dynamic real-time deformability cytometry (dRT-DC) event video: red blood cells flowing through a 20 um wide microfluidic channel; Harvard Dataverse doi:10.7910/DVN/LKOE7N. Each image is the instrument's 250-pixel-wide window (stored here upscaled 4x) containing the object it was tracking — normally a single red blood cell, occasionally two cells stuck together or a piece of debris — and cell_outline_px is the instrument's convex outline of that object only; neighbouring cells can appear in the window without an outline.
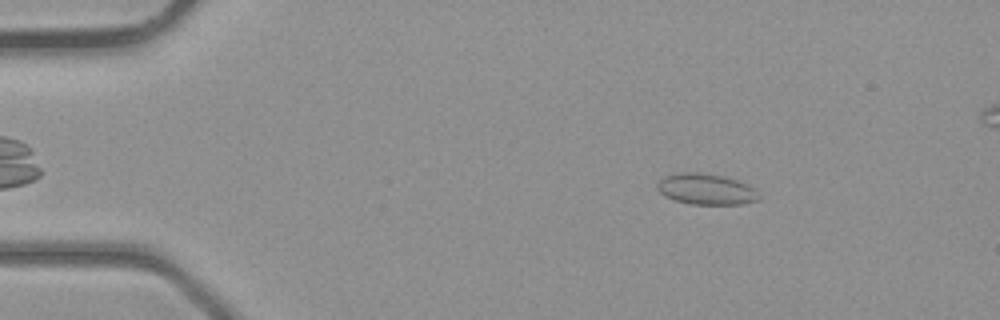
{"species": "common noctule bat (a hibernating species)", "species_latin": "Nyctalus noctula", "temperature_condition": "room temperature", "stored_images_in_passage": 14, "camera_frame_rate_fps": 3000, "um_per_image_px": 0.085, "animal": {"sex": "male", "body_mass_g": 23.1, "forearm_length_mm": 52.7}, "frame": {"image": 1, "passage_image": 6, "time_ms": 1.667, "image_size_px": [1000, 320], "cell_outline_px": [[760, 200], [740, 204], [692, 204], [676, 200], [664, 196], [656, 188], [656, 184], [664, 176], [676, 172], [700, 172], [724, 176], [736, 180], [752, 188], [760, 196]], "centroid_in_image_um": [59.97, 16.07], "position_along_channel_um": 25.0, "area_um2": 18.26}}